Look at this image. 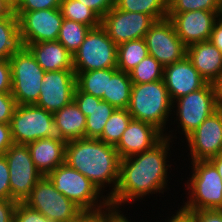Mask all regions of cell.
Returning <instances> with one entry per match:
<instances>
[{
  "instance_id": "e0dca14e",
  "label": "cell",
  "mask_w": 222,
  "mask_h": 222,
  "mask_svg": "<svg viewBox=\"0 0 222 222\" xmlns=\"http://www.w3.org/2000/svg\"><path fill=\"white\" fill-rule=\"evenodd\" d=\"M222 12L204 10L168 13L176 34L186 47L210 40L214 25Z\"/></svg>"
},
{
  "instance_id": "74e56055",
  "label": "cell",
  "mask_w": 222,
  "mask_h": 222,
  "mask_svg": "<svg viewBox=\"0 0 222 222\" xmlns=\"http://www.w3.org/2000/svg\"><path fill=\"white\" fill-rule=\"evenodd\" d=\"M16 102L11 93H0V123L10 124Z\"/></svg>"
},
{
  "instance_id": "bcb514c9",
  "label": "cell",
  "mask_w": 222,
  "mask_h": 222,
  "mask_svg": "<svg viewBox=\"0 0 222 222\" xmlns=\"http://www.w3.org/2000/svg\"><path fill=\"white\" fill-rule=\"evenodd\" d=\"M175 213V214H174ZM173 214L171 213L170 215L172 216H167L165 220V222H193L191 216L182 211L180 208H179V205H178V209L176 210V212H174Z\"/></svg>"
},
{
  "instance_id": "7bdbcfd3",
  "label": "cell",
  "mask_w": 222,
  "mask_h": 222,
  "mask_svg": "<svg viewBox=\"0 0 222 222\" xmlns=\"http://www.w3.org/2000/svg\"><path fill=\"white\" fill-rule=\"evenodd\" d=\"M16 200L0 199V222H13Z\"/></svg>"
},
{
  "instance_id": "1f68e13d",
  "label": "cell",
  "mask_w": 222,
  "mask_h": 222,
  "mask_svg": "<svg viewBox=\"0 0 222 222\" xmlns=\"http://www.w3.org/2000/svg\"><path fill=\"white\" fill-rule=\"evenodd\" d=\"M91 28L83 23L64 19L60 28L58 41L74 54L79 48Z\"/></svg>"
},
{
  "instance_id": "4dcf8cb0",
  "label": "cell",
  "mask_w": 222,
  "mask_h": 222,
  "mask_svg": "<svg viewBox=\"0 0 222 222\" xmlns=\"http://www.w3.org/2000/svg\"><path fill=\"white\" fill-rule=\"evenodd\" d=\"M131 120L132 116L128 109L117 108L107 120L102 135L98 139L116 146Z\"/></svg>"
},
{
  "instance_id": "484cf974",
  "label": "cell",
  "mask_w": 222,
  "mask_h": 222,
  "mask_svg": "<svg viewBox=\"0 0 222 222\" xmlns=\"http://www.w3.org/2000/svg\"><path fill=\"white\" fill-rule=\"evenodd\" d=\"M132 81L129 73L117 71L108 77L107 94H103V101H107L116 109H127L131 96Z\"/></svg>"
},
{
  "instance_id": "ffe728a7",
  "label": "cell",
  "mask_w": 222,
  "mask_h": 222,
  "mask_svg": "<svg viewBox=\"0 0 222 222\" xmlns=\"http://www.w3.org/2000/svg\"><path fill=\"white\" fill-rule=\"evenodd\" d=\"M73 100L86 116L85 137L98 139L116 108L101 98L81 92L77 87L74 90Z\"/></svg>"
},
{
  "instance_id": "6da1fadb",
  "label": "cell",
  "mask_w": 222,
  "mask_h": 222,
  "mask_svg": "<svg viewBox=\"0 0 222 222\" xmlns=\"http://www.w3.org/2000/svg\"><path fill=\"white\" fill-rule=\"evenodd\" d=\"M172 142L174 140L164 137L151 149L121 159L119 179L115 192L109 199L110 206L124 210V204L132 205L149 195L164 194L170 189L168 170H171L169 168L172 165L168 160L171 158Z\"/></svg>"
},
{
  "instance_id": "cb8c5ba5",
  "label": "cell",
  "mask_w": 222,
  "mask_h": 222,
  "mask_svg": "<svg viewBox=\"0 0 222 222\" xmlns=\"http://www.w3.org/2000/svg\"><path fill=\"white\" fill-rule=\"evenodd\" d=\"M53 116L54 122L62 130L68 141L86 138V116L74 100L62 109L54 112Z\"/></svg>"
},
{
  "instance_id": "ba28073f",
  "label": "cell",
  "mask_w": 222,
  "mask_h": 222,
  "mask_svg": "<svg viewBox=\"0 0 222 222\" xmlns=\"http://www.w3.org/2000/svg\"><path fill=\"white\" fill-rule=\"evenodd\" d=\"M75 73L117 68V45L100 25L91 28L73 54Z\"/></svg>"
},
{
  "instance_id": "ac0fdd59",
  "label": "cell",
  "mask_w": 222,
  "mask_h": 222,
  "mask_svg": "<svg viewBox=\"0 0 222 222\" xmlns=\"http://www.w3.org/2000/svg\"><path fill=\"white\" fill-rule=\"evenodd\" d=\"M163 80L172 102L181 96L200 90L208 83L187 56L165 66Z\"/></svg>"
},
{
  "instance_id": "816d5d0a",
  "label": "cell",
  "mask_w": 222,
  "mask_h": 222,
  "mask_svg": "<svg viewBox=\"0 0 222 222\" xmlns=\"http://www.w3.org/2000/svg\"><path fill=\"white\" fill-rule=\"evenodd\" d=\"M6 1L14 8L17 0H6Z\"/></svg>"
},
{
  "instance_id": "7a4b0ae2",
  "label": "cell",
  "mask_w": 222,
  "mask_h": 222,
  "mask_svg": "<svg viewBox=\"0 0 222 222\" xmlns=\"http://www.w3.org/2000/svg\"><path fill=\"white\" fill-rule=\"evenodd\" d=\"M120 161L115 146L99 139L71 140L65 145L64 162L87 177L102 194L108 191V199L117 187Z\"/></svg>"
},
{
  "instance_id": "836d02e7",
  "label": "cell",
  "mask_w": 222,
  "mask_h": 222,
  "mask_svg": "<svg viewBox=\"0 0 222 222\" xmlns=\"http://www.w3.org/2000/svg\"><path fill=\"white\" fill-rule=\"evenodd\" d=\"M195 10L222 12V0H168V13Z\"/></svg>"
},
{
  "instance_id": "603a6c76",
  "label": "cell",
  "mask_w": 222,
  "mask_h": 222,
  "mask_svg": "<svg viewBox=\"0 0 222 222\" xmlns=\"http://www.w3.org/2000/svg\"><path fill=\"white\" fill-rule=\"evenodd\" d=\"M65 143L42 138L27 144L36 168L45 176L64 163Z\"/></svg>"
},
{
  "instance_id": "4fadbf2b",
  "label": "cell",
  "mask_w": 222,
  "mask_h": 222,
  "mask_svg": "<svg viewBox=\"0 0 222 222\" xmlns=\"http://www.w3.org/2000/svg\"><path fill=\"white\" fill-rule=\"evenodd\" d=\"M185 139L191 161H208L222 154V108L209 115Z\"/></svg>"
},
{
  "instance_id": "7c38bea8",
  "label": "cell",
  "mask_w": 222,
  "mask_h": 222,
  "mask_svg": "<svg viewBox=\"0 0 222 222\" xmlns=\"http://www.w3.org/2000/svg\"><path fill=\"white\" fill-rule=\"evenodd\" d=\"M19 21L21 44L56 41L63 23L60 8L14 11Z\"/></svg>"
},
{
  "instance_id": "d6986e66",
  "label": "cell",
  "mask_w": 222,
  "mask_h": 222,
  "mask_svg": "<svg viewBox=\"0 0 222 222\" xmlns=\"http://www.w3.org/2000/svg\"><path fill=\"white\" fill-rule=\"evenodd\" d=\"M164 137L153 125L132 118L115 148L121 159L128 158L151 149Z\"/></svg>"
},
{
  "instance_id": "2e32d148",
  "label": "cell",
  "mask_w": 222,
  "mask_h": 222,
  "mask_svg": "<svg viewBox=\"0 0 222 222\" xmlns=\"http://www.w3.org/2000/svg\"><path fill=\"white\" fill-rule=\"evenodd\" d=\"M42 80L36 106L54 113L73 100L76 88L74 70L48 71L45 72Z\"/></svg>"
},
{
  "instance_id": "8992f818",
  "label": "cell",
  "mask_w": 222,
  "mask_h": 222,
  "mask_svg": "<svg viewBox=\"0 0 222 222\" xmlns=\"http://www.w3.org/2000/svg\"><path fill=\"white\" fill-rule=\"evenodd\" d=\"M55 189L84 212H96L109 206V199L84 175L65 162L46 175Z\"/></svg>"
},
{
  "instance_id": "ee69618b",
  "label": "cell",
  "mask_w": 222,
  "mask_h": 222,
  "mask_svg": "<svg viewBox=\"0 0 222 222\" xmlns=\"http://www.w3.org/2000/svg\"><path fill=\"white\" fill-rule=\"evenodd\" d=\"M10 124L0 123V156L13 145Z\"/></svg>"
},
{
  "instance_id": "f6af8a7d",
  "label": "cell",
  "mask_w": 222,
  "mask_h": 222,
  "mask_svg": "<svg viewBox=\"0 0 222 222\" xmlns=\"http://www.w3.org/2000/svg\"><path fill=\"white\" fill-rule=\"evenodd\" d=\"M210 41L222 52V14L214 25Z\"/></svg>"
},
{
  "instance_id": "277c9868",
  "label": "cell",
  "mask_w": 222,
  "mask_h": 222,
  "mask_svg": "<svg viewBox=\"0 0 222 222\" xmlns=\"http://www.w3.org/2000/svg\"><path fill=\"white\" fill-rule=\"evenodd\" d=\"M191 173L183 185L187 200L183 201L182 211L222 210V180L215 166L208 161H191ZM191 174V175H190ZM188 192V193H187ZM184 204V205H183Z\"/></svg>"
},
{
  "instance_id": "5bb4252c",
  "label": "cell",
  "mask_w": 222,
  "mask_h": 222,
  "mask_svg": "<svg viewBox=\"0 0 222 222\" xmlns=\"http://www.w3.org/2000/svg\"><path fill=\"white\" fill-rule=\"evenodd\" d=\"M155 19L147 14L127 12L115 6L101 19L107 35L119 45L126 41L144 38Z\"/></svg>"
},
{
  "instance_id": "44dd1931",
  "label": "cell",
  "mask_w": 222,
  "mask_h": 222,
  "mask_svg": "<svg viewBox=\"0 0 222 222\" xmlns=\"http://www.w3.org/2000/svg\"><path fill=\"white\" fill-rule=\"evenodd\" d=\"M21 45L32 53L36 62L45 72L74 70L73 54H71L58 40Z\"/></svg>"
},
{
  "instance_id": "52a82bcc",
  "label": "cell",
  "mask_w": 222,
  "mask_h": 222,
  "mask_svg": "<svg viewBox=\"0 0 222 222\" xmlns=\"http://www.w3.org/2000/svg\"><path fill=\"white\" fill-rule=\"evenodd\" d=\"M12 89L16 105L36 104L45 71L35 57L21 46L10 58Z\"/></svg>"
},
{
  "instance_id": "9a60e30c",
  "label": "cell",
  "mask_w": 222,
  "mask_h": 222,
  "mask_svg": "<svg viewBox=\"0 0 222 222\" xmlns=\"http://www.w3.org/2000/svg\"><path fill=\"white\" fill-rule=\"evenodd\" d=\"M148 52L164 67L182 60L186 56V46L176 34L168 19L155 21L144 37Z\"/></svg>"
},
{
  "instance_id": "ab89813d",
  "label": "cell",
  "mask_w": 222,
  "mask_h": 222,
  "mask_svg": "<svg viewBox=\"0 0 222 222\" xmlns=\"http://www.w3.org/2000/svg\"><path fill=\"white\" fill-rule=\"evenodd\" d=\"M188 213L193 222H222V210H197V211H184Z\"/></svg>"
},
{
  "instance_id": "60d3db41",
  "label": "cell",
  "mask_w": 222,
  "mask_h": 222,
  "mask_svg": "<svg viewBox=\"0 0 222 222\" xmlns=\"http://www.w3.org/2000/svg\"><path fill=\"white\" fill-rule=\"evenodd\" d=\"M12 78L9 59H0V93H11Z\"/></svg>"
},
{
  "instance_id": "f1b7e54d",
  "label": "cell",
  "mask_w": 222,
  "mask_h": 222,
  "mask_svg": "<svg viewBox=\"0 0 222 222\" xmlns=\"http://www.w3.org/2000/svg\"><path fill=\"white\" fill-rule=\"evenodd\" d=\"M115 7L150 15L156 21L167 18L168 14V0H115Z\"/></svg>"
},
{
  "instance_id": "83f0119b",
  "label": "cell",
  "mask_w": 222,
  "mask_h": 222,
  "mask_svg": "<svg viewBox=\"0 0 222 222\" xmlns=\"http://www.w3.org/2000/svg\"><path fill=\"white\" fill-rule=\"evenodd\" d=\"M21 46L17 16L0 19V59H9Z\"/></svg>"
},
{
  "instance_id": "d590c367",
  "label": "cell",
  "mask_w": 222,
  "mask_h": 222,
  "mask_svg": "<svg viewBox=\"0 0 222 222\" xmlns=\"http://www.w3.org/2000/svg\"><path fill=\"white\" fill-rule=\"evenodd\" d=\"M13 222H52L42 213L29 208L23 202H18L14 211Z\"/></svg>"
},
{
  "instance_id": "5b68a950",
  "label": "cell",
  "mask_w": 222,
  "mask_h": 222,
  "mask_svg": "<svg viewBox=\"0 0 222 222\" xmlns=\"http://www.w3.org/2000/svg\"><path fill=\"white\" fill-rule=\"evenodd\" d=\"M11 137L14 144L27 145L42 138L67 144L62 130L54 122L52 112L32 105H16L10 121Z\"/></svg>"
},
{
  "instance_id": "3957f363",
  "label": "cell",
  "mask_w": 222,
  "mask_h": 222,
  "mask_svg": "<svg viewBox=\"0 0 222 222\" xmlns=\"http://www.w3.org/2000/svg\"><path fill=\"white\" fill-rule=\"evenodd\" d=\"M172 104L173 102L162 79L151 83L132 84L127 109L133 119L153 125L165 137L173 140L174 138L177 139V136L172 133L175 129L171 131L169 128L168 131V127H166L172 121Z\"/></svg>"
},
{
  "instance_id": "7402d4cb",
  "label": "cell",
  "mask_w": 222,
  "mask_h": 222,
  "mask_svg": "<svg viewBox=\"0 0 222 222\" xmlns=\"http://www.w3.org/2000/svg\"><path fill=\"white\" fill-rule=\"evenodd\" d=\"M186 56L208 83L222 72V52L210 40L186 47Z\"/></svg>"
},
{
  "instance_id": "c3c4849f",
  "label": "cell",
  "mask_w": 222,
  "mask_h": 222,
  "mask_svg": "<svg viewBox=\"0 0 222 222\" xmlns=\"http://www.w3.org/2000/svg\"><path fill=\"white\" fill-rule=\"evenodd\" d=\"M14 14V8L6 0H0V19L12 17Z\"/></svg>"
},
{
  "instance_id": "d4e9b609",
  "label": "cell",
  "mask_w": 222,
  "mask_h": 222,
  "mask_svg": "<svg viewBox=\"0 0 222 222\" xmlns=\"http://www.w3.org/2000/svg\"><path fill=\"white\" fill-rule=\"evenodd\" d=\"M117 71V68H110L75 73L76 87L81 92L102 99L103 94H107L108 77H112Z\"/></svg>"
},
{
  "instance_id": "681fc988",
  "label": "cell",
  "mask_w": 222,
  "mask_h": 222,
  "mask_svg": "<svg viewBox=\"0 0 222 222\" xmlns=\"http://www.w3.org/2000/svg\"><path fill=\"white\" fill-rule=\"evenodd\" d=\"M209 161L215 166L222 180V154L211 158Z\"/></svg>"
},
{
  "instance_id": "30bf717a",
  "label": "cell",
  "mask_w": 222,
  "mask_h": 222,
  "mask_svg": "<svg viewBox=\"0 0 222 222\" xmlns=\"http://www.w3.org/2000/svg\"><path fill=\"white\" fill-rule=\"evenodd\" d=\"M23 203L52 222H72L84 212L57 191L46 175L35 184Z\"/></svg>"
},
{
  "instance_id": "8d00e7d4",
  "label": "cell",
  "mask_w": 222,
  "mask_h": 222,
  "mask_svg": "<svg viewBox=\"0 0 222 222\" xmlns=\"http://www.w3.org/2000/svg\"><path fill=\"white\" fill-rule=\"evenodd\" d=\"M61 0H17L14 11H38L60 8Z\"/></svg>"
},
{
  "instance_id": "f907efd6",
  "label": "cell",
  "mask_w": 222,
  "mask_h": 222,
  "mask_svg": "<svg viewBox=\"0 0 222 222\" xmlns=\"http://www.w3.org/2000/svg\"><path fill=\"white\" fill-rule=\"evenodd\" d=\"M127 214H125V216L119 221V222H133L131 221V219H128V216H126Z\"/></svg>"
},
{
  "instance_id": "f35d334b",
  "label": "cell",
  "mask_w": 222,
  "mask_h": 222,
  "mask_svg": "<svg viewBox=\"0 0 222 222\" xmlns=\"http://www.w3.org/2000/svg\"><path fill=\"white\" fill-rule=\"evenodd\" d=\"M8 162L4 155L0 156V199H11Z\"/></svg>"
},
{
  "instance_id": "d6a6232c",
  "label": "cell",
  "mask_w": 222,
  "mask_h": 222,
  "mask_svg": "<svg viewBox=\"0 0 222 222\" xmlns=\"http://www.w3.org/2000/svg\"><path fill=\"white\" fill-rule=\"evenodd\" d=\"M164 66L153 56L145 57L129 72L132 84L151 83L163 79Z\"/></svg>"
},
{
  "instance_id": "4316f807",
  "label": "cell",
  "mask_w": 222,
  "mask_h": 222,
  "mask_svg": "<svg viewBox=\"0 0 222 222\" xmlns=\"http://www.w3.org/2000/svg\"><path fill=\"white\" fill-rule=\"evenodd\" d=\"M148 55L144 38L123 42L117 45V69L129 73Z\"/></svg>"
},
{
  "instance_id": "f546056e",
  "label": "cell",
  "mask_w": 222,
  "mask_h": 222,
  "mask_svg": "<svg viewBox=\"0 0 222 222\" xmlns=\"http://www.w3.org/2000/svg\"><path fill=\"white\" fill-rule=\"evenodd\" d=\"M60 10L64 19L83 23L90 28L101 25V18L78 0H61Z\"/></svg>"
},
{
  "instance_id": "9c48e42d",
  "label": "cell",
  "mask_w": 222,
  "mask_h": 222,
  "mask_svg": "<svg viewBox=\"0 0 222 222\" xmlns=\"http://www.w3.org/2000/svg\"><path fill=\"white\" fill-rule=\"evenodd\" d=\"M172 120L177 122L178 134L186 138L199 125L219 107L216 102L214 90L211 83H207L203 88L187 95L181 96L173 101ZM176 105V106H175ZM176 107V108H175Z\"/></svg>"
},
{
  "instance_id": "b9f144b4",
  "label": "cell",
  "mask_w": 222,
  "mask_h": 222,
  "mask_svg": "<svg viewBox=\"0 0 222 222\" xmlns=\"http://www.w3.org/2000/svg\"><path fill=\"white\" fill-rule=\"evenodd\" d=\"M93 10L101 19L115 6V0H78Z\"/></svg>"
},
{
  "instance_id": "8fae6325",
  "label": "cell",
  "mask_w": 222,
  "mask_h": 222,
  "mask_svg": "<svg viewBox=\"0 0 222 222\" xmlns=\"http://www.w3.org/2000/svg\"><path fill=\"white\" fill-rule=\"evenodd\" d=\"M8 162L11 200L24 202L43 174L33 163L27 145L13 144L4 153Z\"/></svg>"
},
{
  "instance_id": "e575fe53",
  "label": "cell",
  "mask_w": 222,
  "mask_h": 222,
  "mask_svg": "<svg viewBox=\"0 0 222 222\" xmlns=\"http://www.w3.org/2000/svg\"><path fill=\"white\" fill-rule=\"evenodd\" d=\"M124 211L108 206L96 212H83L72 222H119L124 217Z\"/></svg>"
},
{
  "instance_id": "7dc6e473",
  "label": "cell",
  "mask_w": 222,
  "mask_h": 222,
  "mask_svg": "<svg viewBox=\"0 0 222 222\" xmlns=\"http://www.w3.org/2000/svg\"><path fill=\"white\" fill-rule=\"evenodd\" d=\"M211 84L214 90L218 107L222 108V72L218 75V77Z\"/></svg>"
}]
</instances>
